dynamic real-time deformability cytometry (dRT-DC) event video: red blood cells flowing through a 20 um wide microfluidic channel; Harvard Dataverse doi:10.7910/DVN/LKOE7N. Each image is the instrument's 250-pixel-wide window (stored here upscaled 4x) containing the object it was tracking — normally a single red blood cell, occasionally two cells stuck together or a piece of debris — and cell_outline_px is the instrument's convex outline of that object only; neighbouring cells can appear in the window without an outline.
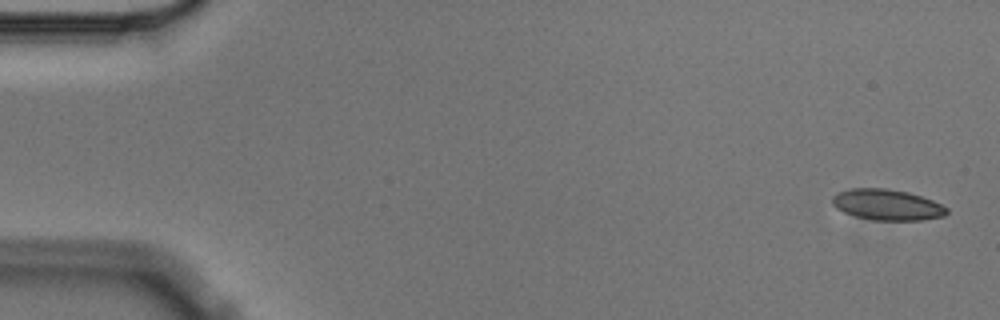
{"species": "Egyptian fruit bat (a non-hibernating species)", "species_latin": "Rousettus aegyptiacus", "temperature_condition": "cold", "stored_images_in_passage": 5, "camera_frame_rate_fps": 3000, "um_per_image_px": 0.085, "animal": {"sex": "male"}, "frame": {"image": 1, "passage_image": 1, "time_ms": 0.0, "image_size_px": [1000, 320], "cell_outline_px": [[948, 212], [944, 216], [920, 220], [872, 220], [856, 216], [844, 212], [836, 208], [832, 204], [832, 196], [840, 192], [852, 188], [884, 188], [908, 192], [932, 200], [948, 208]], "centroid_in_image_um": [75.4, 17.4], "position_along_channel_um": 9.6, "area_um2": 20.46}}
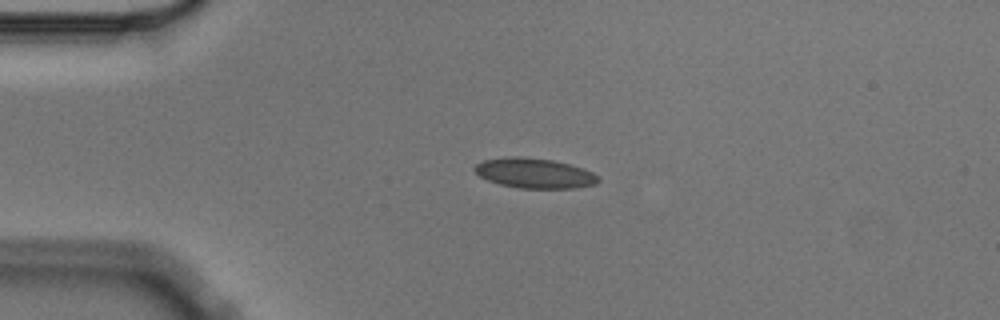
{"frame": {"image": 2, "passage_image": 4, "time_ms": 1.0, "image_size_px": [1000, 320], "cell_outline_px": [[600, 180], [596, 184], [576, 188], [516, 188], [500, 184], [488, 180], [480, 176], [472, 168], [476, 164], [484, 160], [512, 156], [520, 156], [552, 160], [584, 168], [592, 172]], "centroid_in_image_um": [45.42, 14.72], "position_along_channel_um": 39.6, "area_um2": 21.56}}